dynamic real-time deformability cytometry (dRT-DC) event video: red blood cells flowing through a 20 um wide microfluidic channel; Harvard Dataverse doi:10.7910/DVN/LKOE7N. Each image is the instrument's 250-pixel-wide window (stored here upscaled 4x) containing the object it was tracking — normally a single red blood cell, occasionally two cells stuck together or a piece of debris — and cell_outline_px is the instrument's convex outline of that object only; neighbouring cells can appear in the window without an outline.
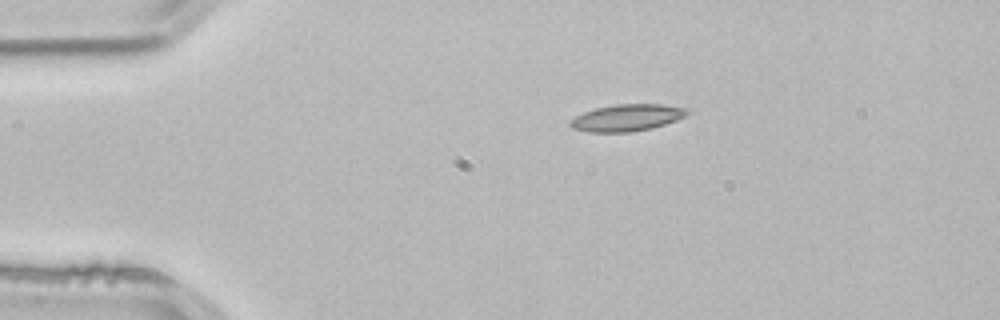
{"species": "common noctule bat (a hibernating species)", "species_latin": "Nyctalus noctula", "temperature_condition": "room temperature", "stored_images_in_passage": 3, "camera_frame_rate_fps": 3000, "um_per_image_px": 0.085, "animal": {"sex": "male", "body_mass_g": 21.5, "forearm_length_mm": 52.0}, "frame": {"image": 1, "passage_image": 1, "time_ms": 0.0, "image_size_px": [1000, 320], "cell_outline_px": [[692, 112], [676, 120], [652, 128], [628, 132], [588, 132], [572, 128], [568, 124], [568, 120], [584, 112], [596, 108], [616, 104], [660, 104], [692, 108]], "centroid_in_image_um": [53.31, 10.0], "position_along_channel_um": 31.7, "area_um2": 18.44}}